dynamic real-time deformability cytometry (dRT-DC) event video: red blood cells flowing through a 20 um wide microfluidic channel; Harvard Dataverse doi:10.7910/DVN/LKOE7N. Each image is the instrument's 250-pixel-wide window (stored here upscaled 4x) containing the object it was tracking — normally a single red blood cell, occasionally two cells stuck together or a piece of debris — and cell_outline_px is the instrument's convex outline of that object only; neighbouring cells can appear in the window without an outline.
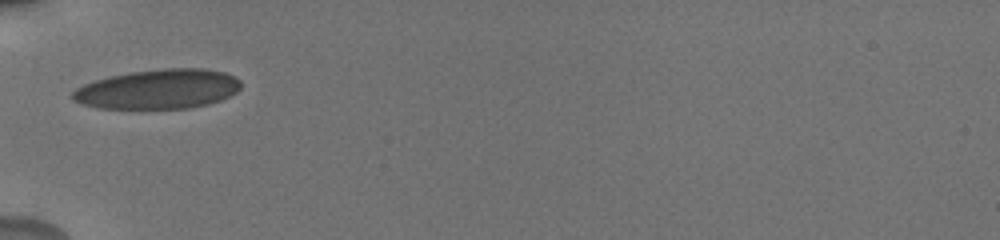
{"species": "human", "species_latin": "Homo sapiens", "temperature_condition": "cold", "stored_images_in_passage": 6, "camera_frame_rate_fps": 3000, "um_per_image_px": 0.085, "donor": {"sex": "male"}, "frame": {"image": 1, "passage_image": 1, "time_ms": 0.0, "image_size_px": [1000, 240], "cell_outline_px": [[240, 88], [236, 92], [220, 100], [208, 104], [188, 108], [96, 108], [80, 104], [72, 100], [72, 92], [76, 88], [84, 84], [96, 80], [112, 76], [132, 72], [164, 68], [204, 68], [224, 72], [240, 80]], "centroid_in_image_um": [13.43, 7.58], "position_along_channel_um": 71.6, "area_um2": 38.67}}
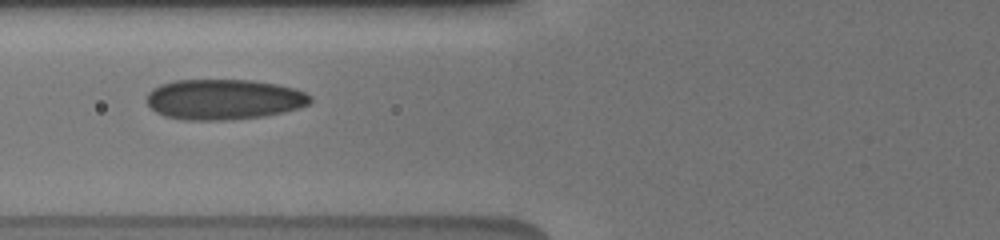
{"frame": {"image": 2, "passage_image": 5, "time_ms": 1.0, "image_size_px": [1000, 240], "cell_outline_px": [[312, 100], [308, 104], [300, 108], [284, 112], [260, 116], [224, 120], [188, 120], [164, 116], [156, 112], [148, 104], [148, 92], [152, 88], [160, 84], [176, 80], [252, 80], [276, 84], [296, 88], [312, 96]], "centroid_in_image_um": [19.04, 8.44], "position_along_channel_um": 106.8, "area_um2": 38.49}}